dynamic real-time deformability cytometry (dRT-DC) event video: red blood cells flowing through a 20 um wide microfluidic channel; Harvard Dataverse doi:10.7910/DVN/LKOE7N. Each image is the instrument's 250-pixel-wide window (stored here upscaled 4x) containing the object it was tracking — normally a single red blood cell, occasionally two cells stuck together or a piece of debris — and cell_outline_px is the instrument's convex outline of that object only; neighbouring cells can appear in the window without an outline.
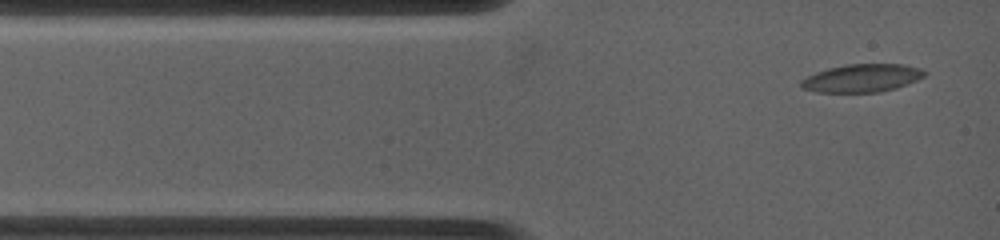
{"species": "common noctule bat (a hibernating species)", "species_latin": "Nyctalus noctula", "temperature_condition": "warm", "stored_images_in_passage": 8, "camera_frame_rate_fps": 4500, "um_per_image_px": 0.085, "animal": {"sex": "female", "body_mass_g": 19.0, "forearm_length_mm": 53.3}, "frame": {"image": 1, "passage_image": 1, "time_ms": 0.0, "image_size_px": [1000, 240], "cell_outline_px": [[928, 72], [924, 76], [916, 80], [896, 88], [880, 92], [816, 92], [800, 88], [800, 80], [816, 72], [828, 68], [848, 64], [904, 64], [920, 68]], "centroid_in_image_um": [73.25, 6.64], "position_along_channel_um": 11.7, "area_um2": 20.17}}
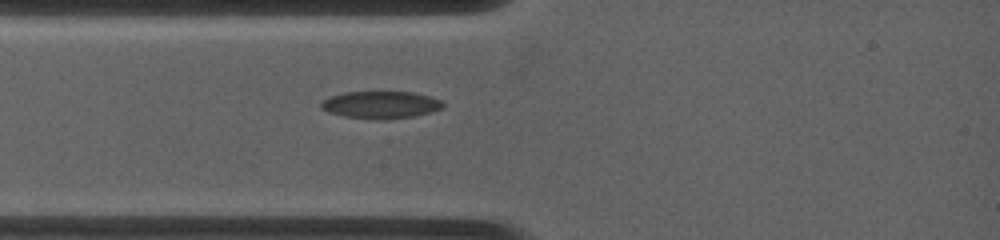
{"frame": {"image": 2, "passage_image": 4, "time_ms": 2.0, "image_size_px": [1000, 240], "cell_outline_px": [[444, 108], [432, 112], [412, 116], [384, 120], [376, 120], [344, 116], [328, 112], [320, 108], [320, 104], [328, 96], [344, 92], [412, 92], [428, 96], [440, 100], [444, 104]], "centroid_in_image_um": [32.34, 8.91], "position_along_channel_um": 52.7, "area_um2": 19.48}}
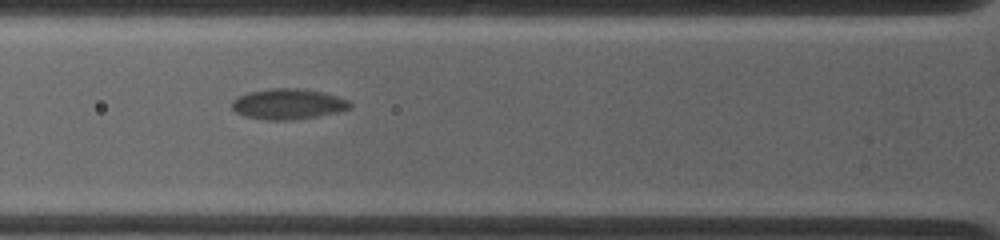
{"frame": {"image": 3, "passage_image": 6, "time_ms": 3.333, "image_size_px": [1000, 240], "cell_outline_px": [[352, 108], [336, 112], [316, 116], [292, 120], [268, 120], [244, 116], [236, 112], [232, 108], [232, 100], [248, 92], [272, 88], [300, 88], [324, 92], [348, 100], [352, 104]], "centroid_in_image_um": [24.49, 8.84], "position_along_channel_um": 101.3, "area_um2": 20.98}}